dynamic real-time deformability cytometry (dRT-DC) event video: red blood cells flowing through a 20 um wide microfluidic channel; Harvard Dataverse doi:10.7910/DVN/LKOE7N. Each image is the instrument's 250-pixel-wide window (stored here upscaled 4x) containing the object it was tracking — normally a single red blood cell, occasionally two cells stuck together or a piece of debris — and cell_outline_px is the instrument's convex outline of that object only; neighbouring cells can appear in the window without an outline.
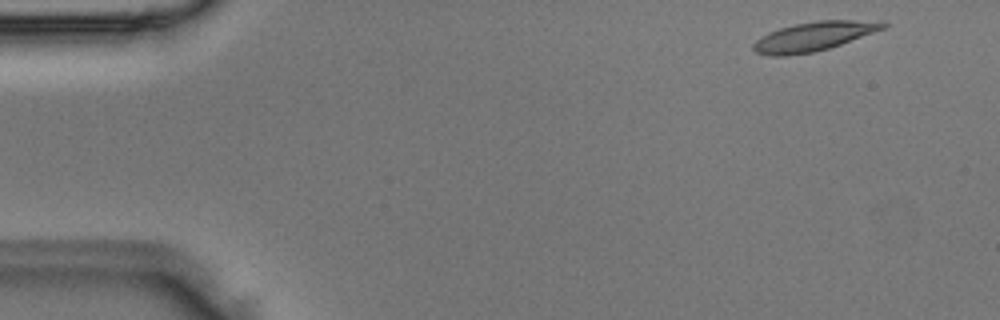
{"species": "Egyptian fruit bat (a non-hibernating species)", "species_latin": "Rousettus aegyptiacus", "temperature_condition": "room temperature", "stored_images_in_passage": 6, "camera_frame_rate_fps": 3000, "um_per_image_px": 0.085, "animal": {"sex": "male"}, "frame": {"image": 1, "passage_image": 1, "time_ms": 0.0, "image_size_px": [1000, 320], "cell_outline_px": [[888, 24], [884, 28], [840, 44], [828, 48], [812, 52], [784, 56], [768, 56], [756, 52], [752, 48], [752, 44], [760, 36], [768, 32], [780, 28], [796, 24], [820, 20], [852, 20]], "centroid_in_image_um": [69.03, 3.11], "position_along_channel_um": 16.0, "area_um2": 21.44}}